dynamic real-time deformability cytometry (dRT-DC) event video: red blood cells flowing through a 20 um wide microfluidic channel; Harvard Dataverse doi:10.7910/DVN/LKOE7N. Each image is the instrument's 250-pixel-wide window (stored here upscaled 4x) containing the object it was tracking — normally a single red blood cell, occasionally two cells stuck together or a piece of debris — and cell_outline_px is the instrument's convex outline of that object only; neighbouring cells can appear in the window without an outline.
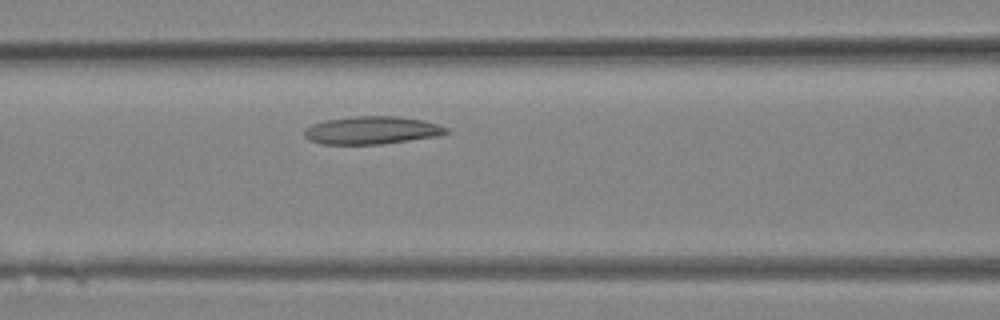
{"species": "Egyptian fruit bat (a non-hibernating species)", "species_latin": "Rousettus aegyptiacus", "temperature_condition": "room temperature", "stored_images_in_passage": 6, "camera_frame_rate_fps": 3000, "um_per_image_px": 0.085, "animal": {"sex": "female"}, "frame": {"image": 1, "passage_image": 4, "time_ms": 1.0, "image_size_px": [1000, 320], "cell_outline_px": [[452, 132], [440, 136], [380, 144], [320, 144], [304, 136], [304, 128], [312, 124], [324, 120], [356, 116], [396, 116], [424, 120], [440, 124], [448, 128]], "centroid_in_image_um": [31.66, 11.07], "position_along_channel_um": 134.9, "area_um2": 23.24}}
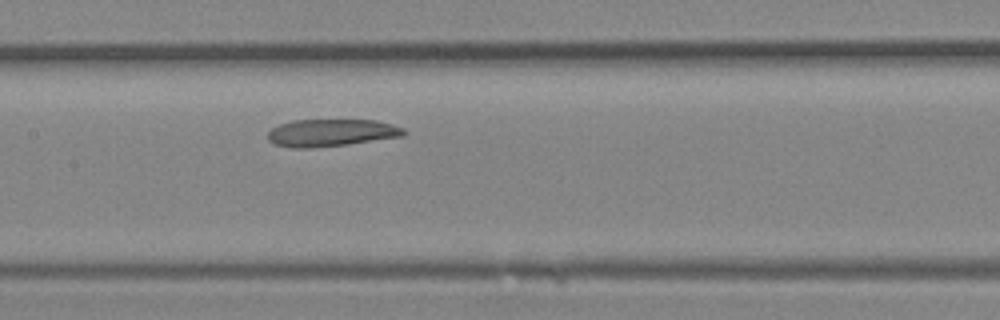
{"frame": {"image": 2, "passage_image": 6, "time_ms": 1.667, "image_size_px": [1000, 320], "cell_outline_px": [[408, 132], [404, 136], [348, 144], [308, 148], [292, 148], [276, 144], [268, 140], [268, 132], [272, 128], [280, 124], [292, 120], [376, 120], [392, 124], [404, 128]], "centroid_in_image_um": [28.18, 11.28], "position_along_channel_um": 179.2, "area_um2": 21.68}}